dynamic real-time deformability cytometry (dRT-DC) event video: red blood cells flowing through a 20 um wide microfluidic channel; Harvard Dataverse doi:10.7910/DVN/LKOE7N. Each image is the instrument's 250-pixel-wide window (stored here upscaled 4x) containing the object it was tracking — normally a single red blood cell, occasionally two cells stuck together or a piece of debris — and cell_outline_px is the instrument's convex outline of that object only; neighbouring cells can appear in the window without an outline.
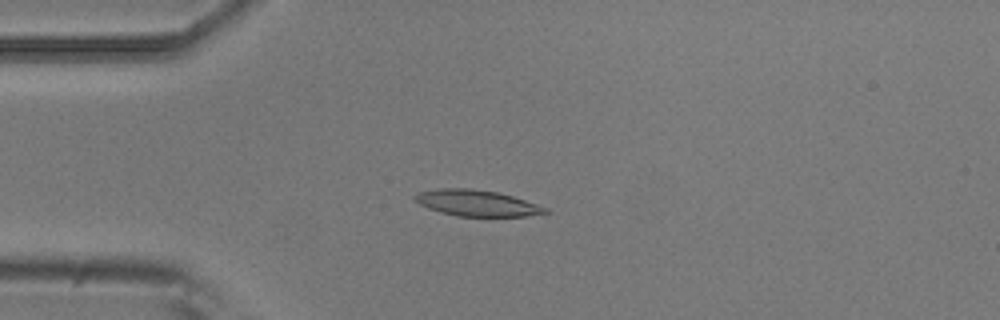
{"species": "common noctule bat (a hibernating species)", "species_latin": "Nyctalus noctula", "temperature_condition": "room temperature", "stored_images_in_passage": 10, "camera_frame_rate_fps": 3000, "um_per_image_px": 0.085, "animal": {"sex": "male", "body_mass_g": 20.5, "forearm_length_mm": 52.5}, "frame": {"image": 1, "passage_image": 5, "time_ms": 1.333, "image_size_px": [1000, 320], "cell_outline_px": [[548, 212], [528, 216], [456, 216], [440, 212], [428, 208], [420, 204], [412, 196], [420, 192], [440, 188], [468, 188], [496, 192], [512, 196], [548, 208]], "centroid_in_image_um": [40.51, 17.26], "position_along_channel_um": 44.5, "area_um2": 19.59}}
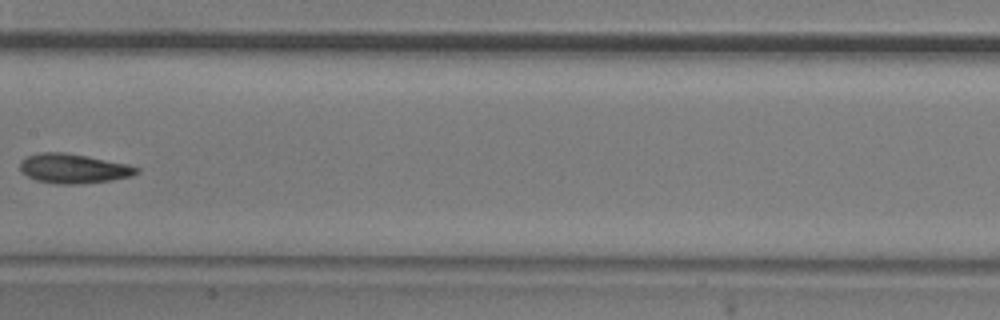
{"frame": {"image": 2, "passage_image": 9, "time_ms": 2.667, "image_size_px": [1000, 320], "cell_outline_px": [[140, 172], [132, 176], [108, 180], [80, 184], [60, 184], [36, 180], [28, 176], [20, 168], [20, 160], [28, 156], [40, 152], [64, 152], [128, 164], [140, 168]], "centroid_in_image_um": [6.26, 14.32], "position_along_channel_um": 201.1, "area_um2": 19.83}}
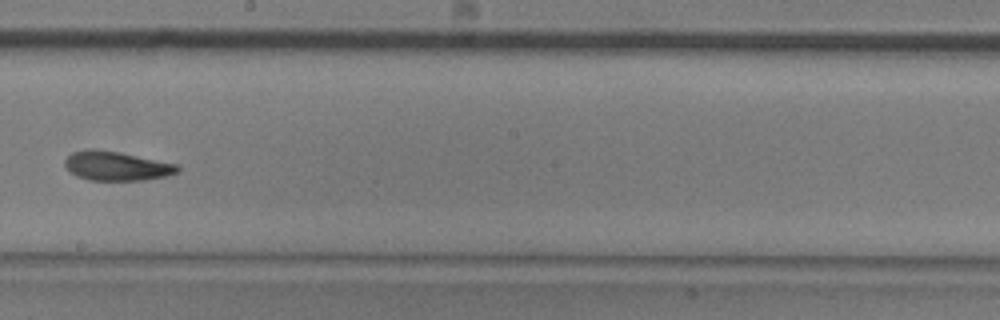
{"frame": {"image": 3, "passage_image": 10, "time_ms": 3.0, "image_size_px": [1000, 320], "cell_outline_px": [[180, 172], [164, 176], [144, 180], [88, 180], [76, 176], [68, 172], [64, 164], [64, 160], [72, 152], [88, 148], [92, 148], [120, 152], [176, 164], [180, 168]], "centroid_in_image_um": [9.85, 14.1], "position_along_channel_um": 238.3, "area_um2": 19.31}}